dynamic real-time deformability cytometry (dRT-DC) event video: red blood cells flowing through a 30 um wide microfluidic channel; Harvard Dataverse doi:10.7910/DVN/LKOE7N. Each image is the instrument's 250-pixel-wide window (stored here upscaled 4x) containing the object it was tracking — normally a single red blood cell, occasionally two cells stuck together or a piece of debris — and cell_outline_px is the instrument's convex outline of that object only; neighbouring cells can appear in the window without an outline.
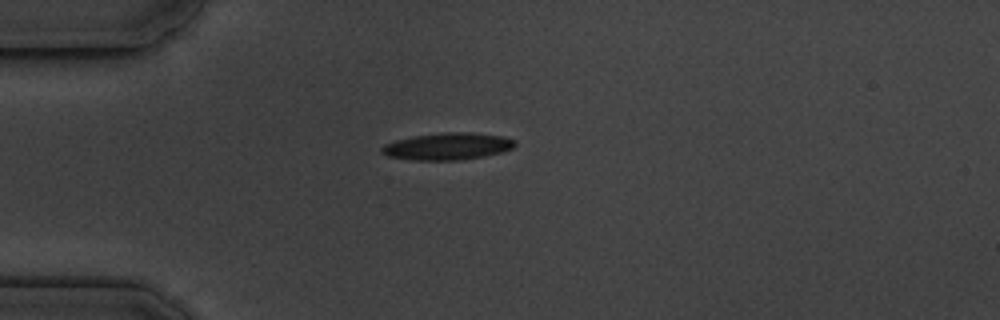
{"species": "common noctule bat (a hibernating species)", "species_latin": "Nyctalus noctula", "temperature_condition": "cold", "stored_images_in_passage": 5, "camera_frame_rate_fps": 3000, "um_per_image_px": 0.085, "animal": {"sex": "male", "body_mass_g": 19.5, "forearm_length_mm": 54.6}, "frame": {"image": 1, "passage_image": 1, "time_ms": 0.0, "image_size_px": [1000, 320], "cell_outline_px": [[516, 144], [512, 148], [500, 152], [484, 156], [456, 160], [412, 160], [388, 156], [380, 152], [380, 148], [384, 144], [396, 140], [412, 136], [444, 132], [468, 132], [504, 136], [516, 140]], "centroid_in_image_um": [38.02, 12.43], "position_along_channel_um": 47.0, "area_um2": 20.98}}
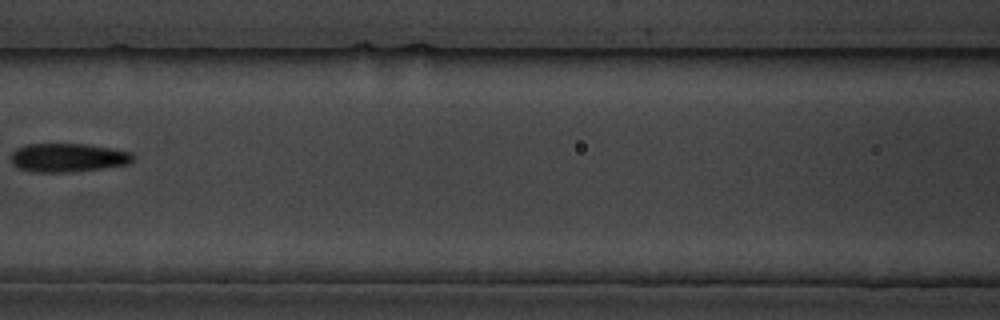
{"frame": {"image": 2, "passage_image": 4, "time_ms": 3.667, "image_size_px": [1000, 320], "cell_outline_px": [[136, 156], [128, 164], [104, 168], [72, 172], [32, 172], [16, 168], [12, 164], [12, 152], [16, 148], [28, 144], [84, 144], [112, 148], [132, 152]], "centroid_in_image_um": [5.78, 13.4], "position_along_channel_um": 160.8, "area_um2": 20.58}}
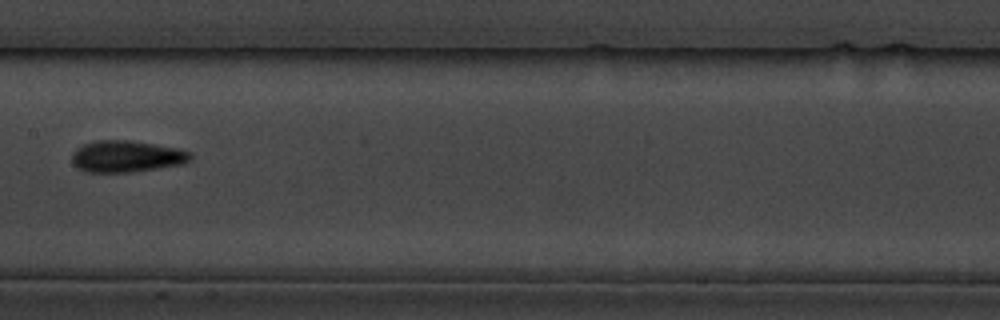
{"frame": {"image": 3, "passage_image": 5, "time_ms": 4.667, "image_size_px": [1000, 320], "cell_outline_px": [[192, 160], [184, 164], [132, 172], [84, 172], [72, 164], [72, 152], [76, 148], [84, 144], [96, 140], [128, 140], [176, 148], [188, 152], [192, 156]], "centroid_in_image_um": [10.72, 13.3], "position_along_channel_um": 196.7, "area_um2": 21.85}}